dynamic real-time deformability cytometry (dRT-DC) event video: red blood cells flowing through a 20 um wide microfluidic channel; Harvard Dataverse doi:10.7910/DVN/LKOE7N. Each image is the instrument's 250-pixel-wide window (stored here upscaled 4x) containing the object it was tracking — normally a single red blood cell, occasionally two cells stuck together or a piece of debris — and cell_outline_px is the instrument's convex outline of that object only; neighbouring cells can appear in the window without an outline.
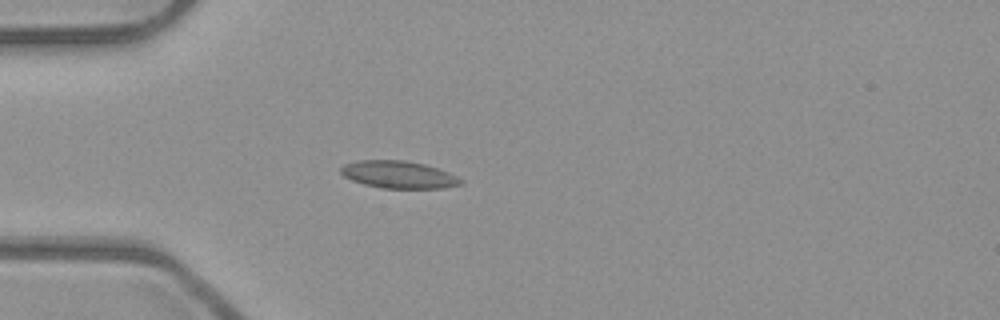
{"species": "common noctule bat (a hibernating species)", "species_latin": "Nyctalus noctula", "temperature_condition": "room temperature", "stored_images_in_passage": 4, "camera_frame_rate_fps": 3000, "um_per_image_px": 0.085, "animal": {"sex": "male", "body_mass_g": 23.1, "forearm_length_mm": 52.7}, "frame": {"image": 1, "passage_image": 3, "time_ms": 0.667, "image_size_px": [1000, 320], "cell_outline_px": [[464, 184], [444, 188], [380, 188], [364, 184], [352, 180], [344, 176], [340, 172], [340, 168], [344, 164], [356, 160], [404, 160], [424, 164], [448, 172], [464, 180]], "centroid_in_image_um": [33.88, 14.84], "position_along_channel_um": 51.1, "area_um2": 19.19}}